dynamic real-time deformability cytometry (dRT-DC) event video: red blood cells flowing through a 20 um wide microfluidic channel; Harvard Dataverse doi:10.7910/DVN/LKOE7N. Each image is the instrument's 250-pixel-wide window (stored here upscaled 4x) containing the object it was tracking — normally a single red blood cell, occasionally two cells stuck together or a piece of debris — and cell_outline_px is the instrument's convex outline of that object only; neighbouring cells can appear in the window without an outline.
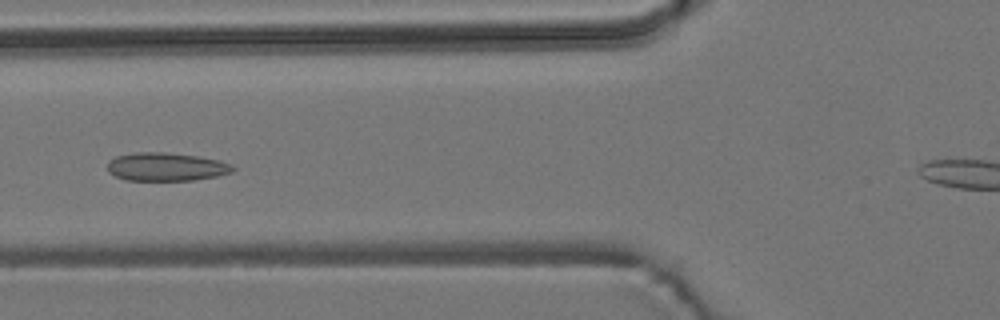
{"species": "common noctule bat (a hibernating species)", "species_latin": "Nyctalus noctula", "temperature_condition": "room temperature", "stored_images_in_passage": 4, "camera_frame_rate_fps": 3000, "um_per_image_px": 0.085, "animal": {"sex": "male", "body_mass_g": 19.2, "forearm_length_mm": 51.8}, "frame": {"image": 1, "passage_image": 2, "time_ms": 1.333, "image_size_px": [1000, 320], "cell_outline_px": [[236, 168], [232, 172], [216, 176], [196, 180], [124, 180], [108, 172], [108, 160], [116, 156], [136, 152], [164, 152], [200, 156], [220, 160], [232, 164]], "centroid_in_image_um": [14.14, 14.17], "position_along_channel_um": 111.7, "area_um2": 20.87}}
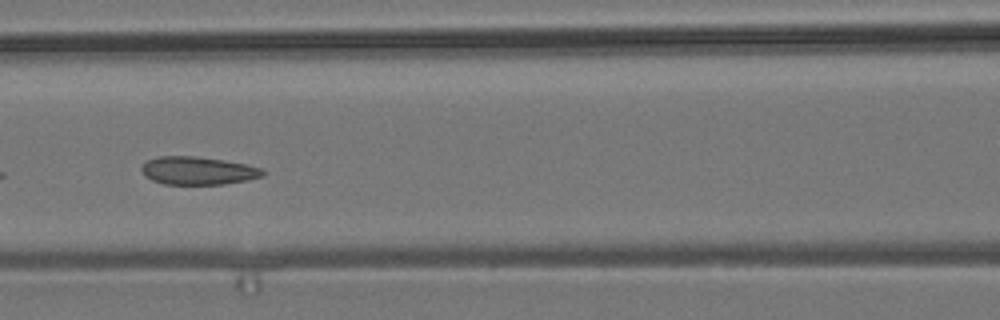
{"frame": {"image": 2, "passage_image": 3, "time_ms": 2.333, "image_size_px": [1000, 320], "cell_outline_px": [[264, 176], [224, 184], [164, 184], [152, 180], [144, 176], [140, 168], [148, 160], [160, 156], [196, 156], [244, 164], [260, 168], [264, 172]], "centroid_in_image_um": [16.77, 14.51], "position_along_channel_um": 149.8, "area_um2": 19.48}}